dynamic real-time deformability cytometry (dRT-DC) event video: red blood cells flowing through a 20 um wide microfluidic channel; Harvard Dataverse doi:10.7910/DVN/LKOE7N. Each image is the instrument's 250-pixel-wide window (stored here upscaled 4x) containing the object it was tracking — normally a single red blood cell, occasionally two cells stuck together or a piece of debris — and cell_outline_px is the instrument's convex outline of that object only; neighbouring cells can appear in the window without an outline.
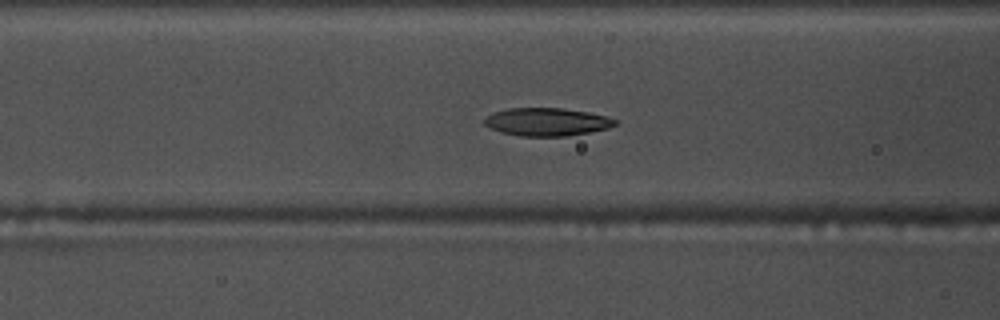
{"species": "common noctule bat (a hibernating species)", "species_latin": "Nyctalus noctula", "temperature_condition": "warm", "stored_images_in_passage": 41, "camera_frame_rate_fps": 3000, "um_per_image_px": 0.085, "animal": {"sex": "male", "body_mass_g": 17.5, "forearm_length_mm": 52.3}, "frame": {"image": 1, "passage_image": 8, "time_ms": 2.333, "image_size_px": [1000, 320], "cell_outline_px": [[620, 120], [616, 124], [608, 128], [568, 136], [520, 136], [500, 132], [484, 124], [484, 120], [492, 112], [508, 108], [560, 108], [588, 112]], "centroid_in_image_um": [46.48, 10.36], "position_along_channel_um": 120.1, "area_um2": 21.21}}
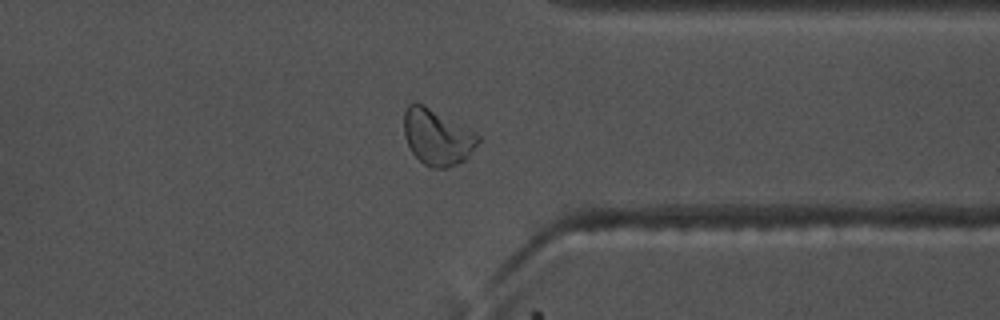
{"frame": {"image": 2, "passage_image": 29, "time_ms": 9.333, "image_size_px": [1000, 320], "cell_outline_px": [[480, 140], [468, 156], [464, 160], [448, 168], [432, 168], [424, 164], [412, 152], [404, 136], [404, 112], [408, 104], [424, 104], [476, 132], [480, 136]], "centroid_in_image_um": [37.16, 11.65], "position_along_channel_um": 374.2, "area_um2": 24.04}}
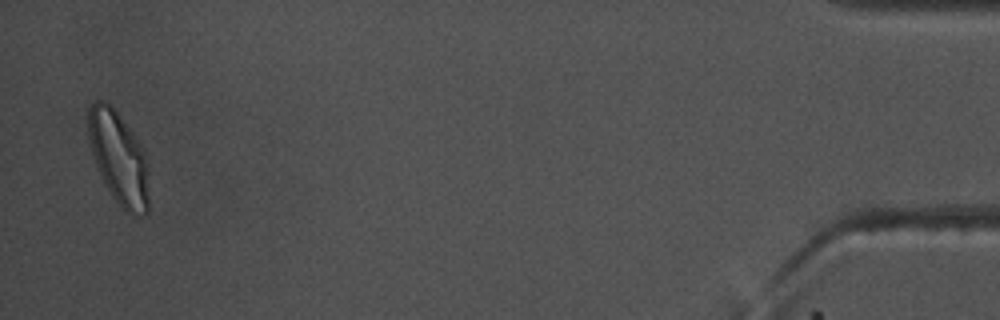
{"frame": {"image": 3, "passage_image": 40, "time_ms": 13.0, "image_size_px": [1000, 320], "cell_outline_px": [[148, 212], [144, 216], [128, 212], [112, 196], [96, 164], [92, 152], [88, 136], [88, 108], [96, 100], [104, 100], [120, 116], [132, 132], [144, 152], [148, 164]], "centroid_in_image_um": [10.1, 13.42], "position_along_channel_um": 425.1, "area_um2": 32.14}, "authors_computed_cell_mechanics": {"area_um2": 22.253, "velocity_mm_per_s": 3.6807, "shape_relaxation_time_tau1_ms": 5.1642, "shape_relaxation_time_tau2_ms": 2.3282, "deformation_change_tau1": 0.1675, "deformation_change_tau2": 0.0669}}